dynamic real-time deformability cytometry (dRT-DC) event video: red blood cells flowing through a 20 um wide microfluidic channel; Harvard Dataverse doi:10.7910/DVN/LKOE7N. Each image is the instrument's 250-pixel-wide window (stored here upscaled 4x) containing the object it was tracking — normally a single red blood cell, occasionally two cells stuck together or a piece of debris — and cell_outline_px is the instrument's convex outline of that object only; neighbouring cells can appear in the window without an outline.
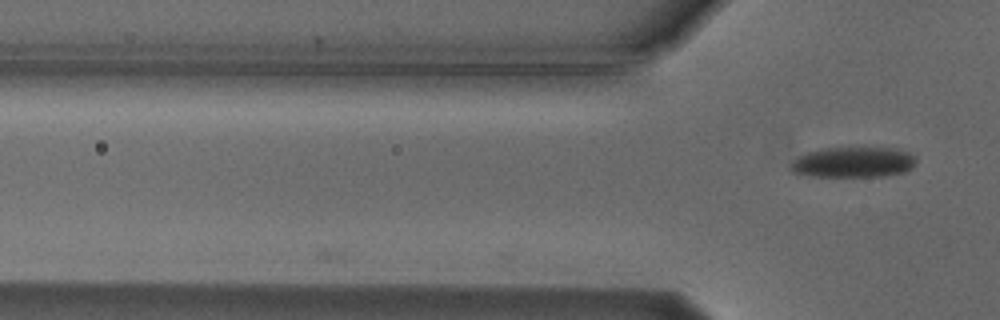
{"species": "Egyptian fruit bat (a non-hibernating species)", "species_latin": "Rousettus aegyptiacus", "temperature_condition": "cold", "stored_images_in_passage": 3, "camera_frame_rate_fps": 3000, "um_per_image_px": 0.085, "animal": {"sex": "male"}, "frame": {"image": 1, "passage_image": 3, "time_ms": 0.667, "image_size_px": [1000, 320], "cell_outline_px": [[916, 160], [912, 168], [904, 172], [884, 176], [808, 176], [792, 172], [788, 168], [792, 160], [804, 152], [820, 148], [896, 148], [908, 152], [916, 156]], "centroid_in_image_um": [72.48, 13.78], "position_along_channel_um": 53.3, "area_um2": 22.6}}